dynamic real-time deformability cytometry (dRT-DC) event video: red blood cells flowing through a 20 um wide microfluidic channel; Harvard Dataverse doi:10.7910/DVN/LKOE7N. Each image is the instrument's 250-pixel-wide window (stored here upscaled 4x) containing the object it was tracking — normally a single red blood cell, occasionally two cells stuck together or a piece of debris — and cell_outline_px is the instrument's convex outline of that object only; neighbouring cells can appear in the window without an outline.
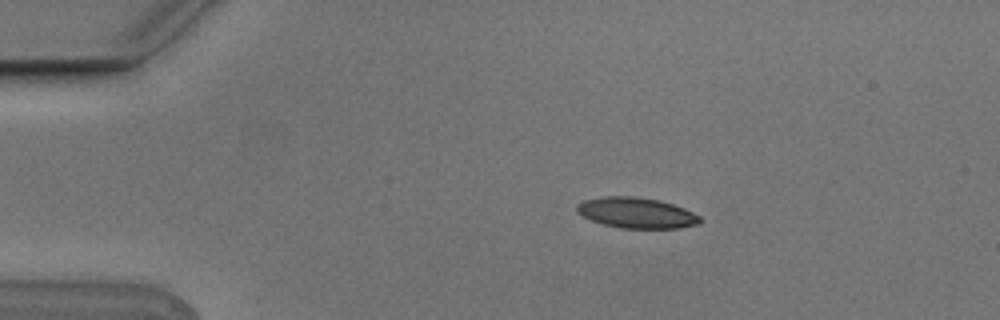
{"species": "Egyptian fruit bat (a non-hibernating species)", "species_latin": "Rousettus aegyptiacus", "temperature_condition": "cold", "stored_images_in_passage": 4, "camera_frame_rate_fps": 3000, "um_per_image_px": 0.085, "animal": {"sex": "male"}, "frame": {"image": 1, "passage_image": 2, "time_ms": 0.333, "image_size_px": [1000, 320], "cell_outline_px": [[704, 220], [700, 224], [680, 228], [620, 228], [604, 224], [592, 220], [576, 212], [576, 204], [584, 200], [604, 196], [632, 196], [660, 200], [684, 208], [700, 216]], "centroid_in_image_um": [54.13, 18.09], "position_along_channel_um": 30.9, "area_um2": 22.08}}
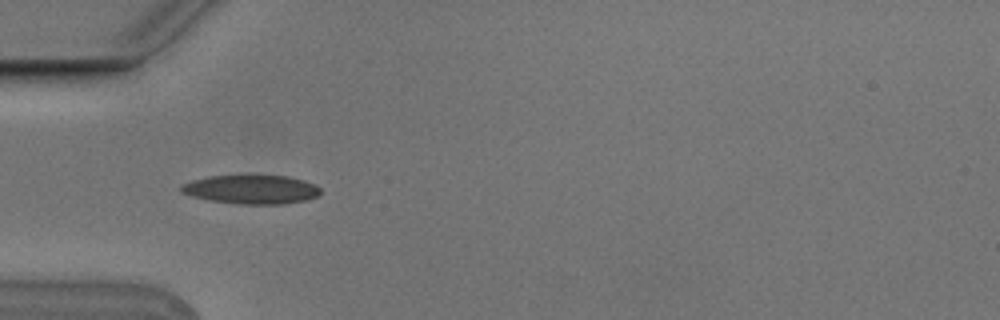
{"frame": {"image": 2, "passage_image": 4, "time_ms": 1.0, "image_size_px": [1000, 320], "cell_outline_px": [[320, 192], [316, 196], [304, 200], [284, 204], [240, 204], [208, 200], [192, 196], [180, 192], [180, 184], [192, 180], [212, 176], [288, 176], [304, 180], [316, 184], [320, 188]], "centroid_in_image_um": [21.35, 16.1], "position_along_channel_um": 63.7, "area_um2": 23.35}}